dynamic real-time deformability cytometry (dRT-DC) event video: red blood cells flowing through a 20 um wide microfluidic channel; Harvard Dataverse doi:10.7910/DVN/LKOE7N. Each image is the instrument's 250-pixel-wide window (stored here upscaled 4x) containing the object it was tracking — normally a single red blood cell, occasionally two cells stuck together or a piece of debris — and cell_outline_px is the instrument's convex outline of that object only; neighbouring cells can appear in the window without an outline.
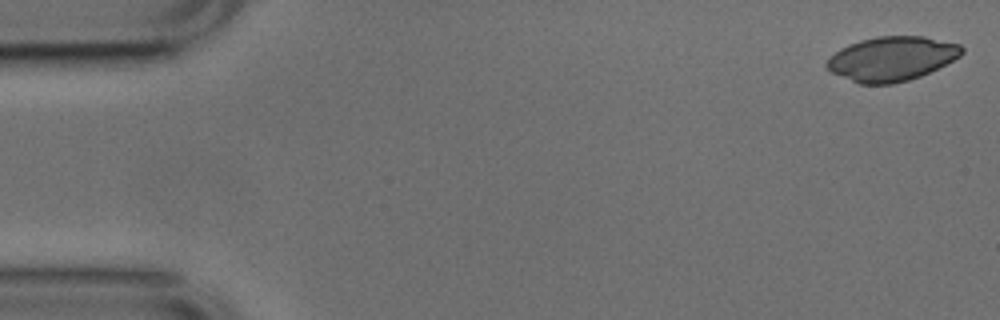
{"species": "common noctule bat (a hibernating species)", "species_latin": "Nyctalus noctula", "temperature_condition": "cold", "stored_images_in_passage": 52, "camera_frame_rate_fps": 3000, "um_per_image_px": 0.085, "animal": {"sex": "male", "body_mass_g": 17.9, "forearm_length_mm": 54.2}, "frame": {"image": 1, "passage_image": 1, "time_ms": 0.0, "image_size_px": [1000, 320], "cell_outline_px": [[964, 52], [960, 56], [920, 76], [908, 80], [892, 84], [860, 84], [832, 72], [824, 64], [840, 48], [848, 44], [860, 40], [876, 36], [924, 36], [960, 44], [964, 48]], "centroid_in_image_um": [75.8, 4.98], "position_along_channel_um": 9.2, "area_um2": 34.62}}